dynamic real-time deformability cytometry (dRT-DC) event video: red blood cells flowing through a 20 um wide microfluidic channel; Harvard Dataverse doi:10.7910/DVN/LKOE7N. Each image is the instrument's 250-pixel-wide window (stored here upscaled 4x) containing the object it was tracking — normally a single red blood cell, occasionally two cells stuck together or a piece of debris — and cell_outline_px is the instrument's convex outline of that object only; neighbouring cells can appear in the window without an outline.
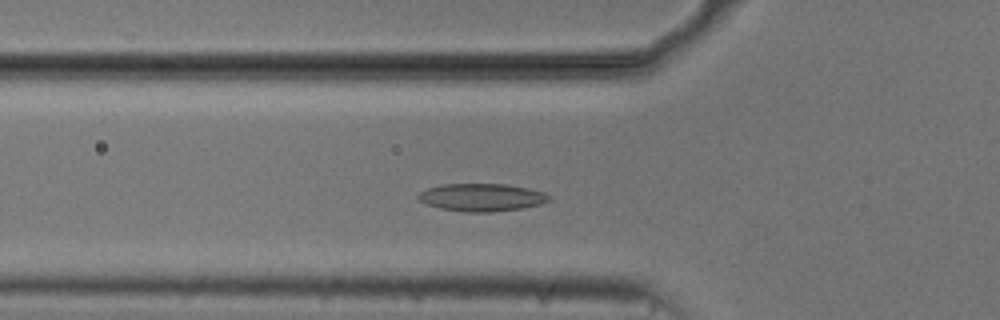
{"species": "common noctule bat (a hibernating species)", "species_latin": "Nyctalus noctula", "temperature_condition": "cold", "stored_images_in_passage": 49, "camera_frame_rate_fps": 3000, "um_per_image_px": 0.085, "animal": {"sex": "male", "body_mass_g": 20.5, "forearm_length_mm": 52.5}, "frame": {"image": 1, "passage_image": 14, "time_ms": 4.333, "image_size_px": [1000, 320], "cell_outline_px": [[552, 200], [540, 204], [520, 208], [492, 212], [464, 212], [440, 208], [428, 204], [420, 200], [416, 196], [420, 192], [428, 188], [444, 184], [504, 184], [528, 188], [544, 192], [552, 196]], "centroid_in_image_um": [40.98, 16.77], "position_along_channel_um": 84.8, "area_um2": 21.04}}
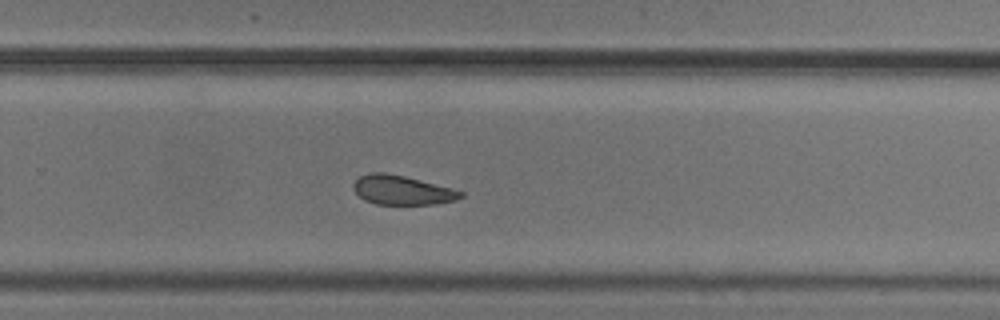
{"frame": {"image": 2, "passage_image": 31, "time_ms": 10.0, "image_size_px": [1000, 320], "cell_outline_px": [[464, 196], [456, 200], [436, 204], [376, 204], [364, 200], [352, 188], [352, 184], [360, 176], [368, 172], [384, 172], [404, 176], [452, 188], [464, 192]], "centroid_in_image_um": [34.17, 16.16], "position_along_channel_um": 295.6, "area_um2": 18.32}}
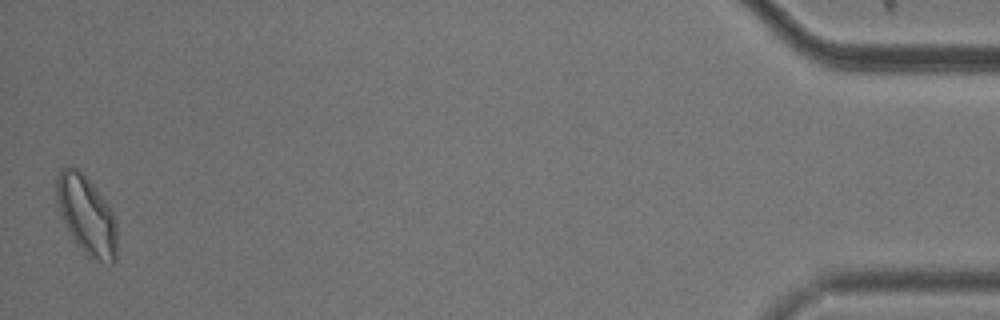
{"frame": {"image": 3, "passage_image": 49, "time_ms": 16.0, "image_size_px": [1000, 320], "cell_outline_px": [[116, 260], [112, 264], [108, 264], [92, 260], [84, 256], [76, 244], [64, 224], [56, 200], [56, 180], [60, 168], [76, 168], [96, 188], [108, 204], [116, 220]], "centroid_in_image_um": [7.36, 18.37], "position_along_channel_um": 427.8, "area_um2": 27.98}, "authors_computed_cell_mechanics": {"area_um2": 20.3456, "velocity_mm_per_s": 3.7061, "shape_relaxation_time_tau1_ms": 5.058, "shape_relaxation_time_tau2_ms": 3.8618, "deformation_change_tau1": 0.1017, "deformation_change_tau2": 0.0862}}